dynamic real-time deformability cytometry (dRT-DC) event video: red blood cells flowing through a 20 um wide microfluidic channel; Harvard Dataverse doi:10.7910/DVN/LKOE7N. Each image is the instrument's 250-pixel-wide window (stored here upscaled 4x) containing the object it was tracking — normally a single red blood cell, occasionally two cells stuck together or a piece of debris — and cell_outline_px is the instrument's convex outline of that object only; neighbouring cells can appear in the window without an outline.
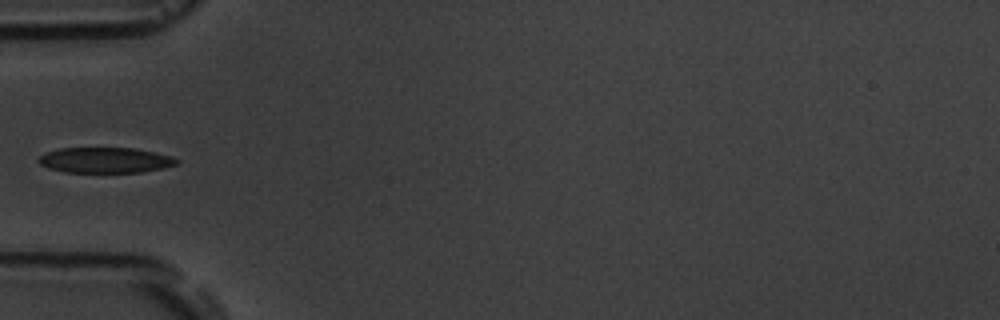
{"species": "common noctule bat (a hibernating species)", "species_latin": "Nyctalus noctula", "temperature_condition": "room temperature", "stored_images_in_passage": 3, "camera_frame_rate_fps": 3000, "um_per_image_px": 0.085, "animal": {"sex": "male", "body_mass_g": 19.5, "forearm_length_mm": 54.6}, "frame": {"image": 1, "passage_image": 1, "time_ms": 0.0, "image_size_px": [1000, 320], "cell_outline_px": [[180, 160], [176, 164], [160, 168], [140, 172], [64, 172], [48, 168], [40, 164], [36, 160], [40, 156], [48, 152], [60, 148], [136, 148], [172, 156]], "centroid_in_image_um": [8.92, 13.61], "position_along_channel_um": 76.1, "area_um2": 20.4}}
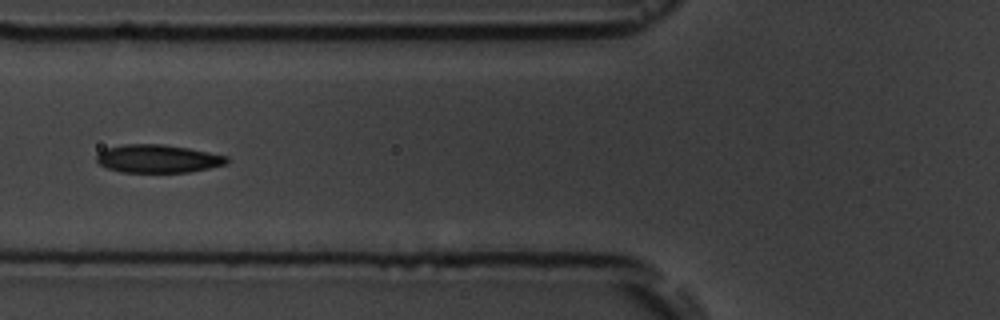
{"frame": {"image": 2, "passage_image": 2, "time_ms": 1.0, "image_size_px": [1000, 320], "cell_outline_px": [[228, 164], [188, 172], [120, 172], [108, 168], [100, 164], [96, 160], [96, 156], [104, 148], [124, 144], [164, 144], [188, 148], [228, 156]], "centroid_in_image_um": [13.41, 13.48], "position_along_channel_um": 112.4, "area_um2": 21.33}}
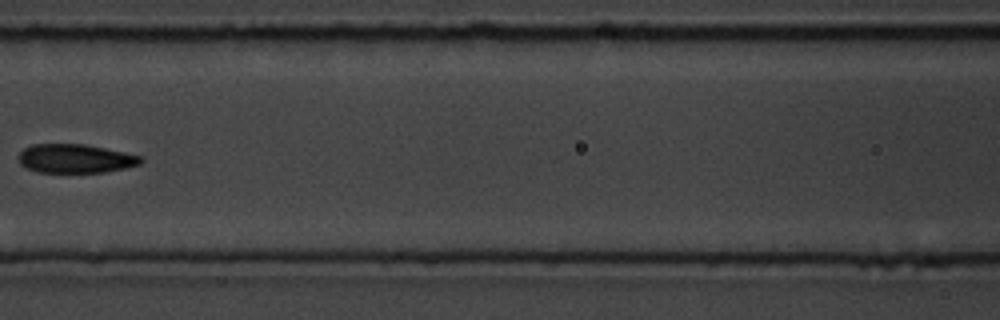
{"frame": {"image": 3, "passage_image": 3, "time_ms": 2.333, "image_size_px": [1000, 320], "cell_outline_px": [[144, 160], [140, 164], [124, 168], [104, 172], [36, 172], [20, 164], [16, 156], [24, 148], [32, 144], [84, 144], [124, 152], [140, 156]], "centroid_in_image_um": [6.36, 13.47], "position_along_channel_um": 160.2, "area_um2": 20.52}}